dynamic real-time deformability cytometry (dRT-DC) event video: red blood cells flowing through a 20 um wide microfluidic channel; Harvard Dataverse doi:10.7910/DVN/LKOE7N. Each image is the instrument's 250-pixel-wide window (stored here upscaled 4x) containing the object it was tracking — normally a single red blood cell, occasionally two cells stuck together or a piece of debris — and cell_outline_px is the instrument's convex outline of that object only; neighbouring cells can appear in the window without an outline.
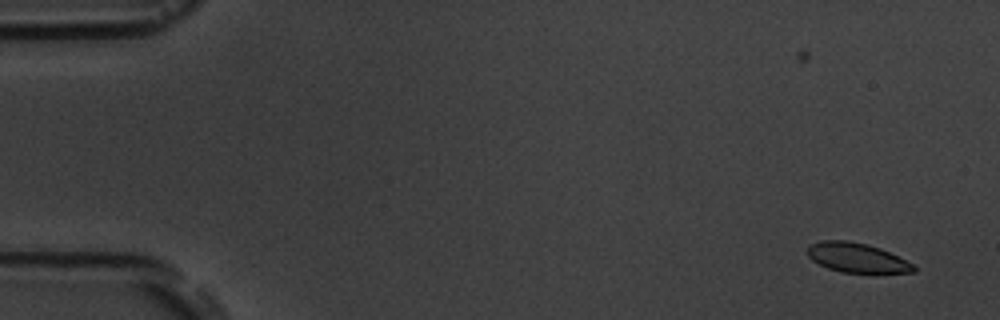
{"species": "common noctule bat (a hibernating species)", "species_latin": "Nyctalus noctula", "temperature_condition": "room temperature", "stored_images_in_passage": 6, "camera_frame_rate_fps": 3000, "um_per_image_px": 0.085, "animal": {"sex": "male", "body_mass_g": 19.5, "forearm_length_mm": 54.6}, "frame": {"image": 1, "passage_image": 2, "time_ms": 1.0, "image_size_px": [1000, 320], "cell_outline_px": [[916, 272], [876, 276], [840, 272], [828, 268], [812, 260], [808, 256], [808, 248], [812, 244], [820, 240], [848, 240], [868, 244], [880, 248], [916, 264]], "centroid_in_image_um": [72.96, 21.97], "position_along_channel_um": 12.0, "area_um2": 19.31}}
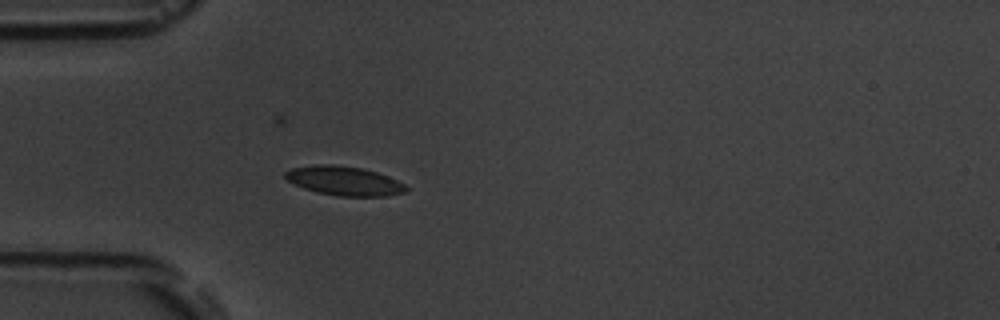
{"frame": {"image": 2, "passage_image": 6, "time_ms": 5.667, "image_size_px": [1000, 320], "cell_outline_px": [[408, 192], [388, 196], [340, 196], [316, 192], [304, 188], [288, 180], [284, 176], [284, 172], [292, 168], [312, 164], [332, 164], [360, 168], [376, 172], [388, 176], [404, 184], [408, 188]], "centroid_in_image_um": [29.27, 15.37], "position_along_channel_um": 55.7, "area_um2": 20.52}}